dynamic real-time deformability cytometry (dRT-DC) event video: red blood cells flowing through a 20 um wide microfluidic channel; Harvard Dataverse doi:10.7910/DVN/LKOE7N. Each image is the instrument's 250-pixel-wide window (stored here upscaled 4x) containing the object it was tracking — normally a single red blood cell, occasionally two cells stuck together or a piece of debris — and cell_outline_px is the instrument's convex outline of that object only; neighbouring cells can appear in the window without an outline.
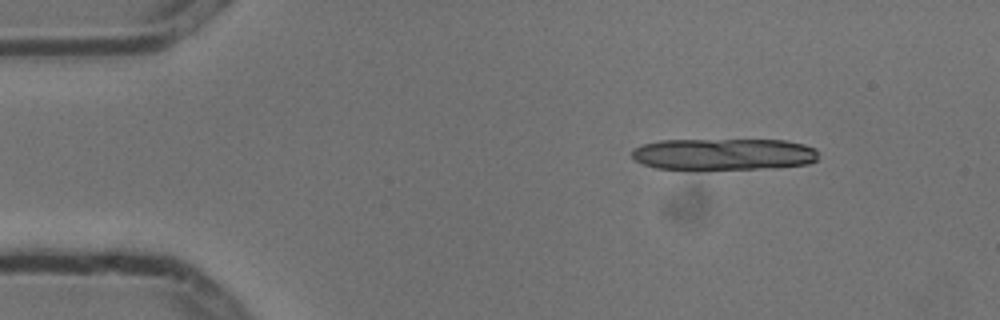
{"species": "common noctule bat (a hibernating species)", "species_latin": "Nyctalus noctula", "temperature_condition": "cold", "stored_images_in_passage": 2, "camera_frame_rate_fps": 3000, "um_per_image_px": 0.085, "animal": {"sex": "male", "body_mass_g": 13.3}, "frame": {"image": 1, "passage_image": 2, "time_ms": 0.333, "image_size_px": [1000, 320], "cell_outline_px": [[816, 160], [808, 164], [776, 168], [656, 168], [644, 164], [636, 160], [632, 156], [632, 148], [644, 144], [660, 140], [784, 140], [804, 144], [816, 148]], "centroid_in_image_um": [61.54, 13.09], "position_along_channel_um": 23.5, "area_um2": 34.04}}